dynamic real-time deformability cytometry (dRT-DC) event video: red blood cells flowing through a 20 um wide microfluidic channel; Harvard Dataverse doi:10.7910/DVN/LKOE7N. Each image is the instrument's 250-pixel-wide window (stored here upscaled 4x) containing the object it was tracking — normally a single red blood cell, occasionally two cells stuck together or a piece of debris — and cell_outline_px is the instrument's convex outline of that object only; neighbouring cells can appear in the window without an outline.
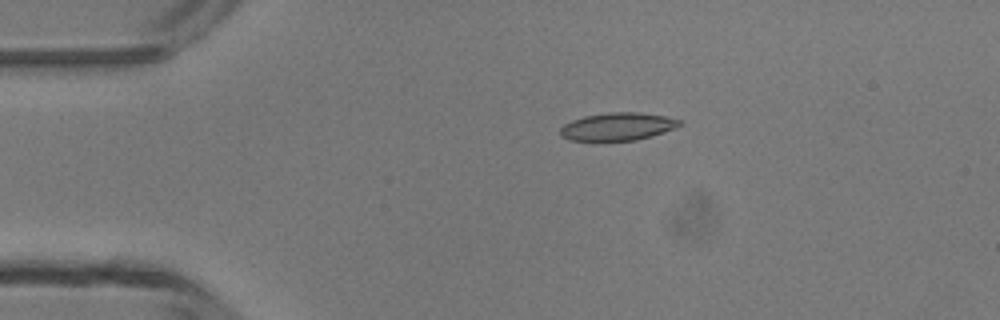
{"species": "common noctule bat (a hibernating species)", "species_latin": "Nyctalus noctula", "temperature_condition": "room temperature", "stored_images_in_passage": 3, "camera_frame_rate_fps": 3000, "um_per_image_px": 0.085, "animal": {"sex": "male", "body_mass_g": 13.3}, "frame": {"image": 1, "passage_image": 2, "time_ms": 1.0, "image_size_px": [1000, 320], "cell_outline_px": [[684, 124], [676, 128], [652, 136], [636, 140], [568, 140], [560, 136], [560, 128], [564, 124], [572, 120], [584, 116], [608, 112], [640, 112], [664, 116], [684, 120]], "centroid_in_image_um": [52.54, 10.75], "position_along_channel_um": 32.5, "area_um2": 19.48}}